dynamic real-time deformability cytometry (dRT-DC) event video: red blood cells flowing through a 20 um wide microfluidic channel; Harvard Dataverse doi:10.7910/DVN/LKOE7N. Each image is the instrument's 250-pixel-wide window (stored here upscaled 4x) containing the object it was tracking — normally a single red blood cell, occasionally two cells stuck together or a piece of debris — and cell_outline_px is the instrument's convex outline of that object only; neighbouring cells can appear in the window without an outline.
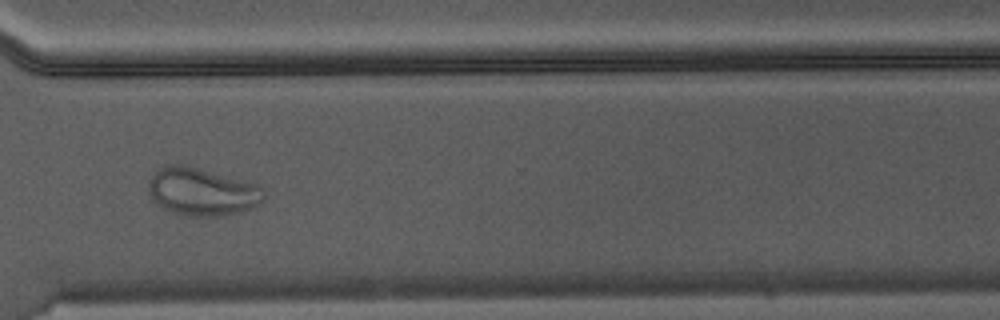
{"species": "Egyptian fruit bat (a non-hibernating species)", "species_latin": "Rousettus aegyptiacus", "temperature_condition": "warm", "stored_images_in_passage": 39, "camera_frame_rate_fps": 3000, "um_per_image_px": 0.085, "animal": {"sex": "male"}, "frame": {"image": 1, "passage_image": 34, "time_ms": 11.0, "image_size_px": [1000, 320], "cell_outline_px": [[268, 196], [264, 200], [240, 212], [216, 216], [180, 216], [156, 204], [148, 188], [148, 184], [156, 168], [168, 164], [184, 164], [256, 184]], "centroid_in_image_um": [17.13, 16.29], "position_along_channel_um": 353.5, "area_um2": 31.96}}